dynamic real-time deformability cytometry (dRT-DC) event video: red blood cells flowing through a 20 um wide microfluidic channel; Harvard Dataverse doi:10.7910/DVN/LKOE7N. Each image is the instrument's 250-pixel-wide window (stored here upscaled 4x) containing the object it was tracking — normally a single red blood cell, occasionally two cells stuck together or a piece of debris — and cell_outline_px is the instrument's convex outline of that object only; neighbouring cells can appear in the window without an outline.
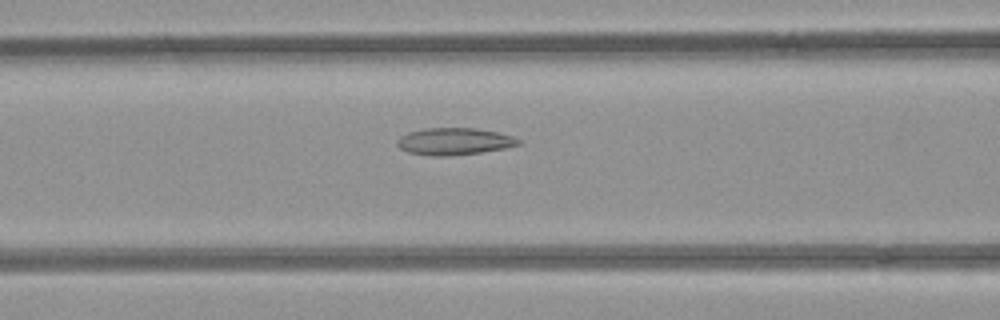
{"species": "common noctule bat (a hibernating species)", "species_latin": "Nyctalus noctula", "temperature_condition": "room temperature", "stored_images_in_passage": 37, "camera_frame_rate_fps": 3000, "um_per_image_px": 0.085, "animal": {"sex": "female", "body_mass_g": 21.9}, "frame": {"image": 1, "passage_image": 6, "time_ms": 1.667, "image_size_px": [1000, 320], "cell_outline_px": [[520, 144], [504, 148], [480, 152], [452, 156], [432, 156], [408, 152], [400, 148], [396, 144], [396, 140], [400, 136], [408, 132], [424, 128], [476, 128], [496, 132], [512, 136], [520, 140]], "centroid_in_image_um": [38.56, 12.02], "position_along_channel_um": 128.0, "area_um2": 19.07}}
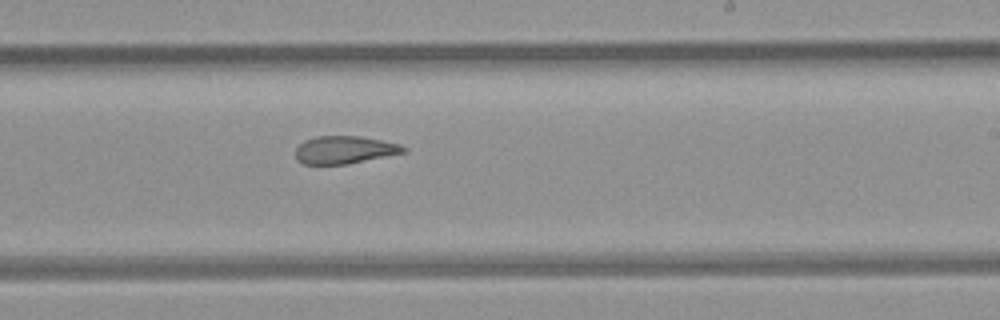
{"frame": {"image": 2, "passage_image": 16, "time_ms": 5.0, "image_size_px": [1000, 320], "cell_outline_px": [[408, 152], [348, 164], [304, 164], [296, 160], [296, 148], [304, 140], [316, 136], [360, 136], [400, 144], [408, 148]], "centroid_in_image_um": [29.31, 12.74], "position_along_channel_um": 259.7, "area_um2": 17.57}}
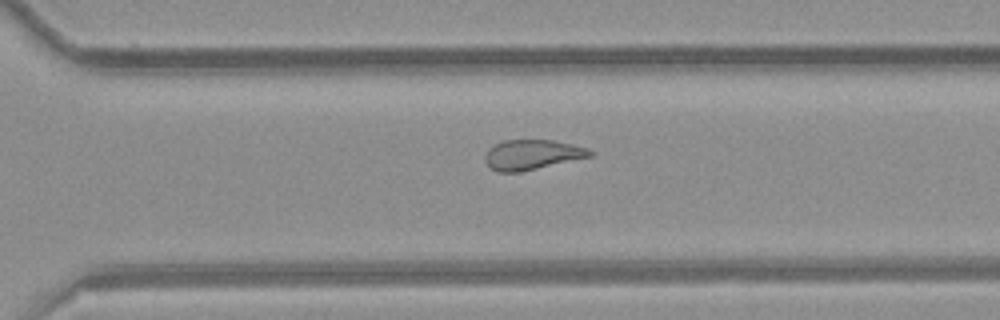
{"frame": {"image": 3, "passage_image": 21, "time_ms": 6.667, "image_size_px": [1000, 320], "cell_outline_px": [[592, 156], [520, 172], [496, 172], [488, 168], [484, 160], [484, 156], [488, 148], [504, 140], [552, 140], [572, 144], [588, 148], [592, 152]], "centroid_in_image_um": [45.17, 13.15], "position_along_channel_um": 325.4, "area_um2": 18.38}, "authors_computed_cell_mechanics": {"area_um2": 19.1318, "velocity_mm_per_s": 3.9568, "shape_relaxation_time_tau1_ms": null, "shape_relaxation_time_tau2_ms": 3.9576, "deformation_change_tau1": null, "deformation_change_tau2": 0.1239}}